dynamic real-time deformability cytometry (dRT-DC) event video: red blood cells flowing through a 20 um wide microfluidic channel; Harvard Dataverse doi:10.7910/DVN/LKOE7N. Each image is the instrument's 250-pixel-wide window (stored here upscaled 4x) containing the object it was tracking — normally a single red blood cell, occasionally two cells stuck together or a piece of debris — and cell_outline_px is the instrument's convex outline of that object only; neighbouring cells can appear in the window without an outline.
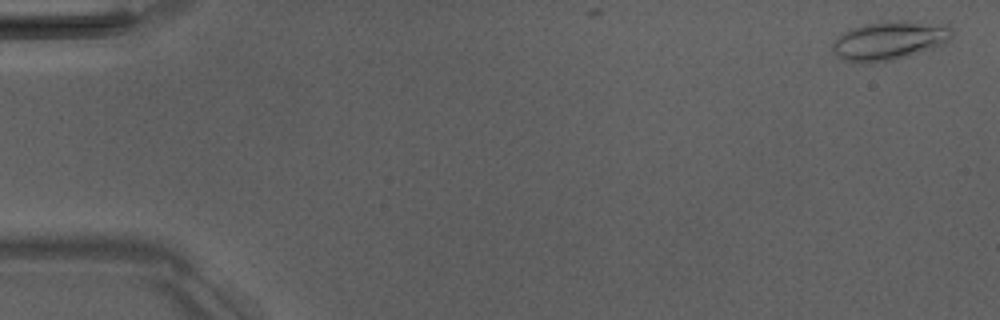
{"species": "Egyptian fruit bat (a non-hibernating species)", "species_latin": "Rousettus aegyptiacus", "temperature_condition": "room temperature", "stored_images_in_passage": 4, "camera_frame_rate_fps": 3000, "um_per_image_px": 0.085, "animal": {"sex": "male"}, "frame": {"image": 1, "passage_image": 1, "time_ms": 0.0, "image_size_px": [1000, 320], "cell_outline_px": [[952, 36], [944, 44], [908, 56], [892, 60], [868, 64], [860, 64], [844, 60], [836, 56], [832, 52], [832, 44], [844, 32], [852, 28], [864, 24], [888, 20], [904, 20], [948, 24], [952, 28]], "centroid_in_image_um": [75.6, 3.44], "position_along_channel_um": 9.4, "area_um2": 27.4}}